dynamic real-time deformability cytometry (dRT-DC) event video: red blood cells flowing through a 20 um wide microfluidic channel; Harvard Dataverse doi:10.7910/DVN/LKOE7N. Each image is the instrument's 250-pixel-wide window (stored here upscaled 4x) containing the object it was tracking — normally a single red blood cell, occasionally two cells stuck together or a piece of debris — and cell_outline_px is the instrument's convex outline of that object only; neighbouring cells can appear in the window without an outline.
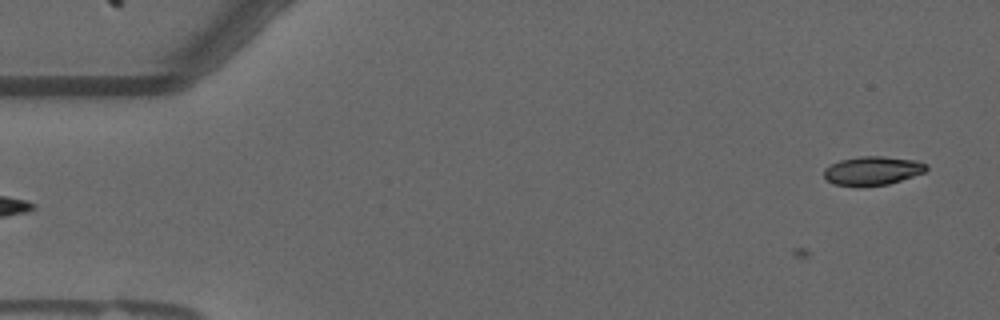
{"species": "common noctule bat (a hibernating species)", "species_latin": "Nyctalus noctula", "temperature_condition": "warm", "stored_images_in_passage": 7, "camera_frame_rate_fps": 3000, "um_per_image_px": 0.085, "animal": {"sex": "male", "forearm_length_mm": 52.5}, "frame": {"image": 1, "passage_image": 7, "time_ms": 2.0, "image_size_px": [1000, 320], "cell_outline_px": [[928, 168], [924, 172], [888, 184], [832, 184], [824, 176], [824, 168], [840, 160], [860, 156], [884, 156], [916, 160], [928, 164]], "centroid_in_image_um": [74.19, 14.47], "position_along_channel_um": 10.8, "area_um2": 16.65}}